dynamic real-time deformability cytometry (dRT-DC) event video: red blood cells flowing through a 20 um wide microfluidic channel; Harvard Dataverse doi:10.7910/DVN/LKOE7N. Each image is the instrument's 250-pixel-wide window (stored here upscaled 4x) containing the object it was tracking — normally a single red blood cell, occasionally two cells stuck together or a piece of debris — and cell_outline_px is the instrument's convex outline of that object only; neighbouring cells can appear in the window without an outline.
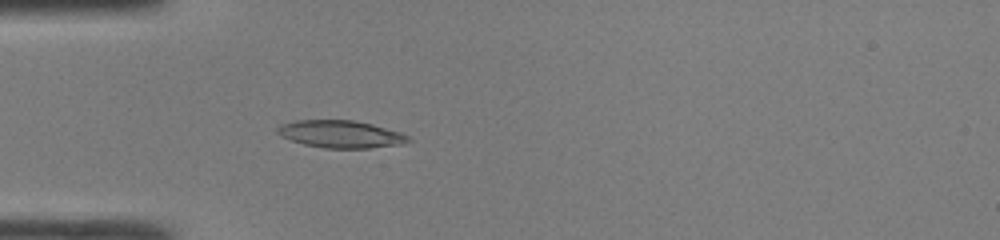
{"species": "common noctule bat (a hibernating species)", "species_latin": "Nyctalus noctula", "temperature_condition": "room temperature", "stored_images_in_passage": 45, "camera_frame_rate_fps": 3000, "um_per_image_px": 0.085, "animal": {"sex": "male", "body_mass_g": 19.0, "forearm_length_mm": 50.8}, "frame": {"image": 1, "passage_image": 12, "time_ms": 3.667, "image_size_px": [1000, 240], "cell_outline_px": [[412, 140], [404, 144], [368, 148], [324, 148], [304, 144], [280, 136], [276, 132], [276, 128], [280, 124], [296, 120], [352, 120], [372, 124], [400, 132], [408, 136]], "centroid_in_image_um": [28.95, 11.4], "position_along_channel_um": 56.1, "area_um2": 20.92}}
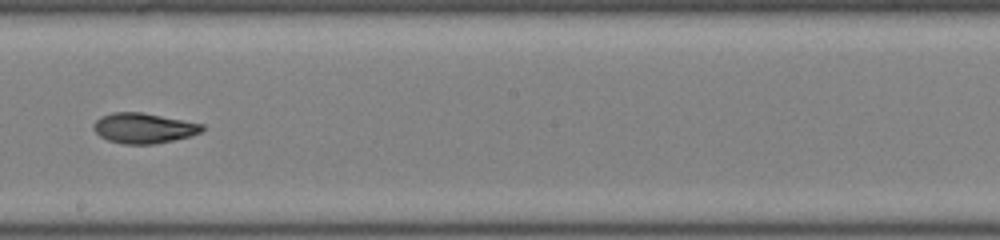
{"frame": {"image": 2, "passage_image": 25, "time_ms": 8.0, "image_size_px": [1000, 240], "cell_outline_px": [[204, 128], [200, 132], [192, 136], [152, 144], [124, 144], [108, 140], [100, 136], [92, 128], [92, 124], [100, 116], [112, 112], [144, 112], [204, 124]], "centroid_in_image_um": [12.2, 10.88], "position_along_channel_um": 236.0, "area_um2": 19.25}}
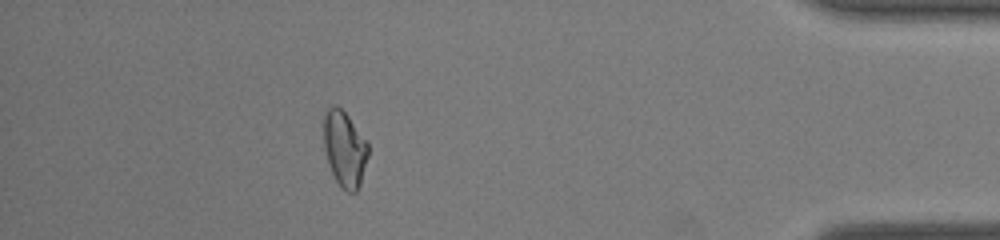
{"frame": {"image": 3, "passage_image": 40, "time_ms": 13.0, "image_size_px": [1000, 240], "cell_outline_px": [[368, 156], [360, 184], [356, 192], [348, 192], [340, 188], [328, 164], [324, 148], [324, 116], [328, 108], [332, 104], [340, 108], [348, 116], [368, 144]], "centroid_in_image_um": [29.28, 12.68], "position_along_channel_um": 405.9, "area_um2": 19.42}, "authors_computed_cell_mechanics": {"area_um2": 19.7676, "velocity_mm_per_s": 4.2981, "shape_relaxation_time_tau1_ms": 9.7225, "shape_relaxation_time_tau2_ms": 2.7676, "deformation_change_tau1": 0.254, "deformation_change_tau2": 0.0756}}